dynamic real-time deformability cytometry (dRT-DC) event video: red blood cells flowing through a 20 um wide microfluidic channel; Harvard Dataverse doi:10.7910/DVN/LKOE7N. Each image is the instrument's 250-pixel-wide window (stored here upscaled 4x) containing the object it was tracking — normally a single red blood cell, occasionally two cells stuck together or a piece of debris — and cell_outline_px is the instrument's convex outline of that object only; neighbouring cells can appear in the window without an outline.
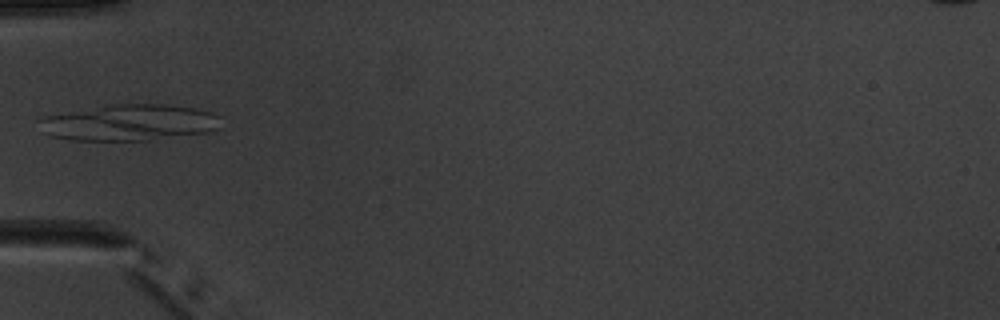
{"species": "common noctule bat (a hibernating species)", "species_latin": "Nyctalus noctula", "temperature_condition": "warm", "stored_images_in_passage": 3, "camera_frame_rate_fps": 3000, "um_per_image_px": 0.085, "animal": {"sex": "male", "body_mass_g": 20.1, "forearm_length_mm": 53.5}, "frame": {"image": 1, "passage_image": 3, "time_ms": 2.333, "image_size_px": [1000, 320], "cell_outline_px": [[220, 128], [208, 132], [148, 140], [68, 140], [48, 136], [40, 132], [36, 120], [44, 116], [104, 104], [164, 104], [196, 108], [212, 112], [220, 116]], "centroid_in_image_um": [10.91, 10.41], "position_along_channel_um": 74.1, "area_um2": 39.07}}